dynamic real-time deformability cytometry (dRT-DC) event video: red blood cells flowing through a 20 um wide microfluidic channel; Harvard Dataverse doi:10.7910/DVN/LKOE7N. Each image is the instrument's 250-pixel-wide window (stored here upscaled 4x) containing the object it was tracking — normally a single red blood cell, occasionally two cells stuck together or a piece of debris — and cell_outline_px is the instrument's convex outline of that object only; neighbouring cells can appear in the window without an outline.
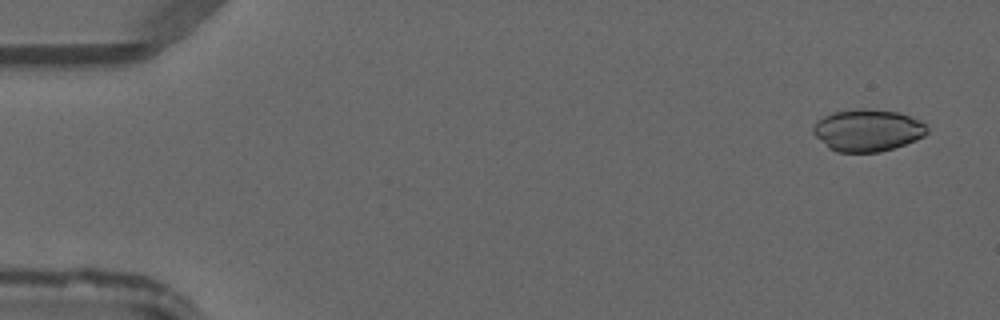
{"species": "common noctule bat (a hibernating species)", "species_latin": "Nyctalus noctula", "temperature_condition": "warm", "stored_images_in_passage": 48, "camera_frame_rate_fps": 3000, "um_per_image_px": 0.085, "animal": {"sex": "male", "forearm_length_mm": 52.5}, "frame": {"image": 1, "passage_image": 3, "time_ms": 0.667, "image_size_px": [1000, 320], "cell_outline_px": [[928, 132], [924, 136], [916, 140], [880, 152], [836, 152], [828, 148], [812, 132], [812, 128], [816, 120], [832, 112], [860, 108], [864, 108], [900, 112], [920, 120], [928, 128]], "centroid_in_image_um": [73.73, 11.06], "position_along_channel_um": 11.3, "area_um2": 28.09}}
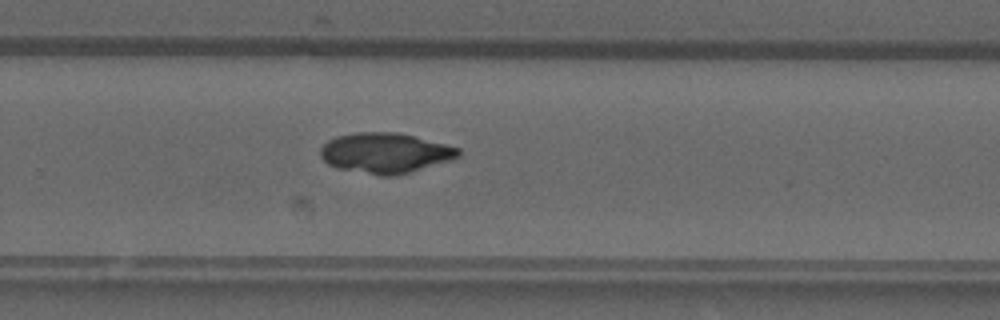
{"frame": {"image": 2, "passage_image": 32, "time_ms": 10.333, "image_size_px": [1000, 320], "cell_outline_px": [[460, 156], [448, 160], [408, 172], [392, 176], [380, 176], [336, 168], [328, 164], [320, 156], [320, 148], [328, 140], [336, 136], [356, 132], [396, 132], [460, 148]], "centroid_in_image_um": [32.67, 13.0], "position_along_channel_um": 297.1, "area_um2": 32.02}}
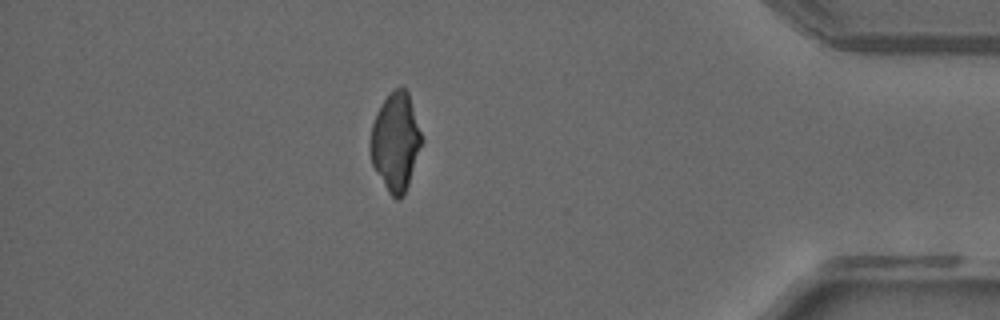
{"frame": {"image": 3, "passage_image": 42, "time_ms": 13.667, "image_size_px": [1000, 320], "cell_outline_px": [[424, 140], [404, 196], [400, 200], [396, 200], [388, 192], [372, 164], [368, 148], [368, 144], [372, 124], [376, 112], [380, 104], [396, 88], [404, 88], [408, 92]], "centroid_in_image_um": [33.61, 12.08], "position_along_channel_um": 401.6, "area_um2": 29.59}}